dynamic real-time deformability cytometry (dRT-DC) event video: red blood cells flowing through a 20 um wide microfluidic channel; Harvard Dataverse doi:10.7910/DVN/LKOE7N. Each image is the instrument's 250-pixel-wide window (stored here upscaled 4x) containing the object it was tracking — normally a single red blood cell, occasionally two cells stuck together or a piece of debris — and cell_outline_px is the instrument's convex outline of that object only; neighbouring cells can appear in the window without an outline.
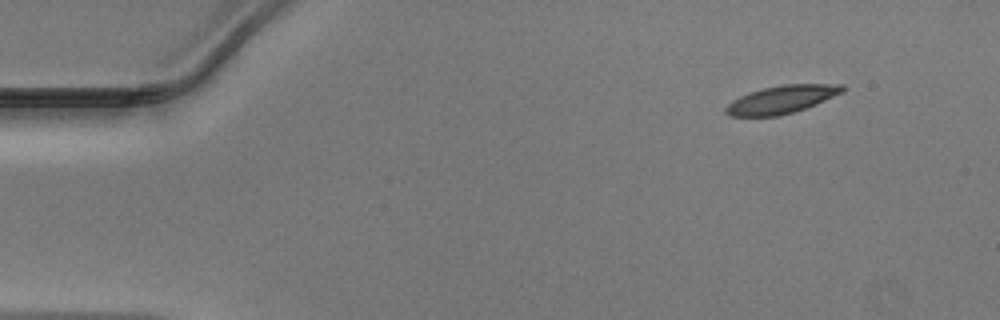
{"species": "Egyptian fruit bat (a non-hibernating species)", "species_latin": "Rousettus aegyptiacus", "temperature_condition": "warm", "stored_images_in_passage": 42, "camera_frame_rate_fps": 3000, "um_per_image_px": 0.085, "animal": {"sex": "male"}, "frame": {"image": 1, "passage_image": 1, "time_ms": 0.0, "image_size_px": [1000, 320], "cell_outline_px": [[844, 92], [816, 104], [780, 116], [728, 116], [724, 112], [724, 108], [732, 100], [740, 96], [764, 88], [784, 84], [844, 84]], "centroid_in_image_um": [66.43, 8.46], "position_along_channel_um": 18.6, "area_um2": 18.84}}
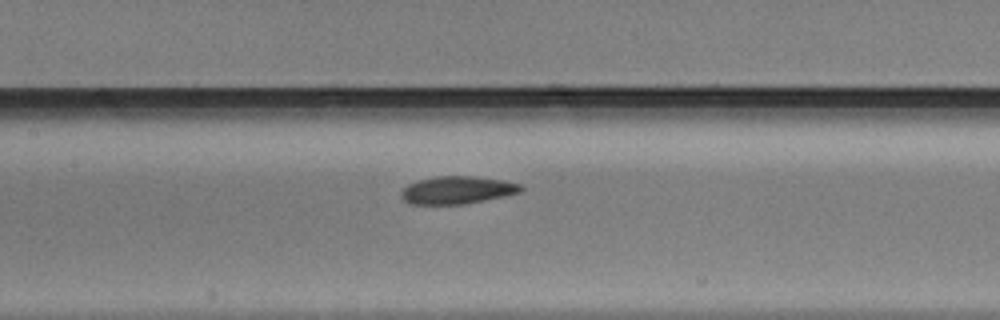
{"frame": {"image": 2, "passage_image": 19, "time_ms": 6.0, "image_size_px": [1000, 320], "cell_outline_px": [[524, 188], [520, 192], [504, 196], [464, 204], [408, 204], [400, 196], [400, 192], [408, 184], [416, 180], [436, 176], [472, 176], [504, 180], [520, 184]], "centroid_in_image_um": [38.83, 16.15], "position_along_channel_um": 168.6, "area_um2": 19.36}}
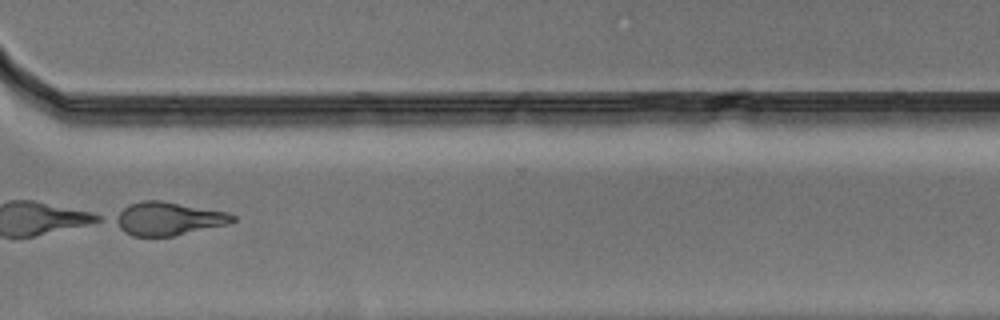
{"frame": {"image": 3, "passage_image": 33, "time_ms": 10.667, "image_size_px": [1000, 320], "cell_outline_px": [[236, 220], [228, 224], [172, 236], [132, 236], [124, 232], [112, 220], [112, 216], [128, 204], [144, 200], [160, 200], [228, 212], [236, 216]], "centroid_in_image_um": [14.26, 18.58], "position_along_channel_um": 356.3, "area_um2": 22.89}}